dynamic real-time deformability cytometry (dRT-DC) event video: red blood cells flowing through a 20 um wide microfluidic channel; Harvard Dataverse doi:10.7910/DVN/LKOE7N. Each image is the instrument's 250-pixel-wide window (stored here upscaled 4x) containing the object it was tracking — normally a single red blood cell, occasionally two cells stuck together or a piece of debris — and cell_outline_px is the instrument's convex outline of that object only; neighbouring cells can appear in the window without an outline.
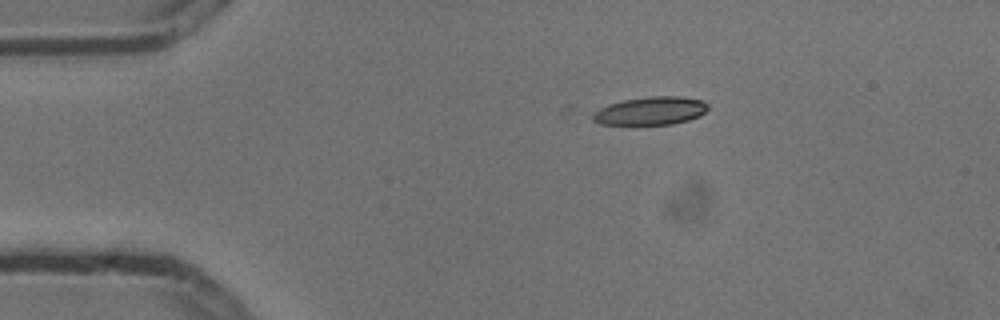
{"species": "common noctule bat (a hibernating species)", "species_latin": "Nyctalus noctula", "temperature_condition": "cold", "stored_images_in_passage": 6, "segment_of_instrument_passage": [2, 2], "camera_frame_rate_fps": 3000, "um_per_image_px": 0.085, "animal": {"sex": "male", "body_mass_g": 13.3}, "frame": {"image": 1, "passage_image": 6, "time_ms": 1.667, "image_size_px": [1000, 320], "cell_outline_px": [[708, 108], [700, 116], [688, 120], [672, 124], [600, 124], [592, 120], [592, 116], [600, 108], [608, 104], [624, 100], [648, 96], [680, 96], [700, 100], [708, 104]], "centroid_in_image_um": [55.31, 9.42], "position_along_channel_um": 29.7, "area_um2": 18.73}}